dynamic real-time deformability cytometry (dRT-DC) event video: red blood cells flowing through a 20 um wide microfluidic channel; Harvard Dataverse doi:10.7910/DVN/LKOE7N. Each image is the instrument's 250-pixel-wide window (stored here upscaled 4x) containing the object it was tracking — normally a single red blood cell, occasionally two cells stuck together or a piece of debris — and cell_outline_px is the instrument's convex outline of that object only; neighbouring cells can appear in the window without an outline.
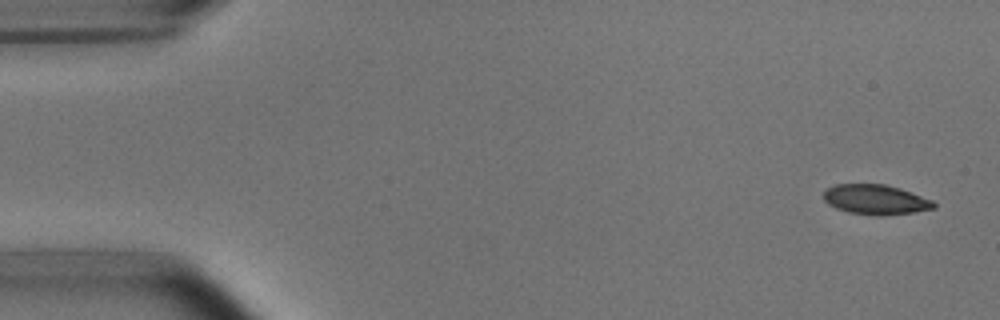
{"species": "common noctule bat (a hibernating species)", "species_latin": "Nyctalus noctula", "temperature_condition": "room temperature", "stored_images_in_passage": 4, "camera_frame_rate_fps": 3000, "um_per_image_px": 0.085, "animal": {"sex": "male", "body_mass_g": 15.6}, "frame": {"image": 1, "passage_image": 1, "time_ms": 0.0, "image_size_px": [1000, 320], "cell_outline_px": [[936, 208], [912, 212], [884, 216], [876, 216], [848, 212], [836, 208], [828, 204], [824, 200], [824, 188], [836, 184], [884, 184], [900, 188], [932, 200], [936, 204]], "centroid_in_image_um": [74.4, 16.96], "position_along_channel_um": 10.6, "area_um2": 19.31}}
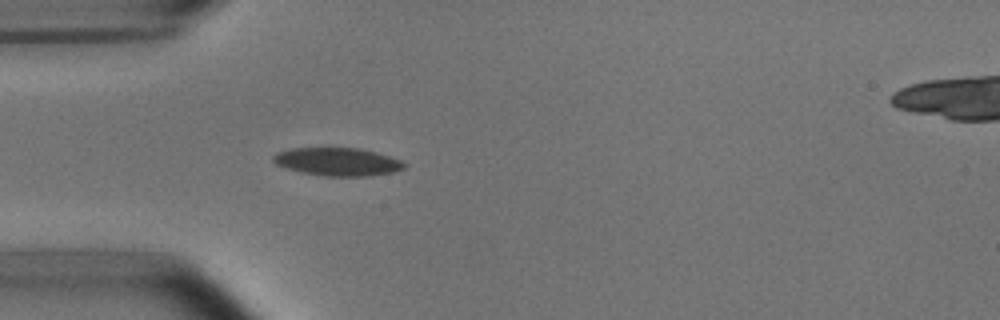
{"frame": {"image": 2, "passage_image": 4, "time_ms": 4.333, "image_size_px": [1000, 320], "cell_outline_px": [[408, 164], [404, 168], [392, 172], [372, 176], [324, 176], [284, 168], [276, 164], [272, 160], [272, 156], [276, 152], [292, 148], [360, 148], [376, 152], [400, 160]], "centroid_in_image_um": [28.68, 13.75], "position_along_channel_um": 56.3, "area_um2": 21.44}}